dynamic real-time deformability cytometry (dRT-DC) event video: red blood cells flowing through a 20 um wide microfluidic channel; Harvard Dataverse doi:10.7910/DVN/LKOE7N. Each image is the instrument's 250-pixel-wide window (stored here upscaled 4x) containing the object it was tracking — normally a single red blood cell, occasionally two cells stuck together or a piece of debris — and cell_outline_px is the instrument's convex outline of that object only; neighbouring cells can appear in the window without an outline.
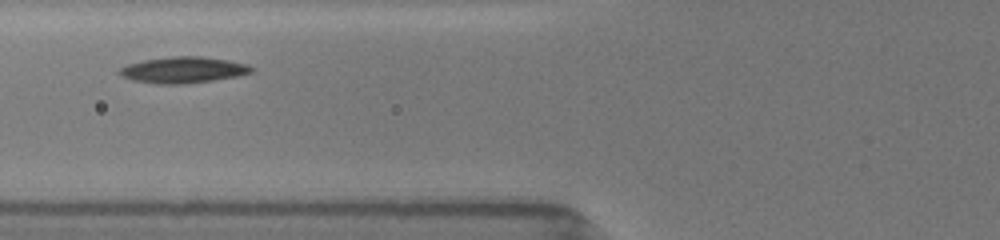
{"species": "common noctule bat (a hibernating species)", "species_latin": "Nyctalus noctula", "temperature_condition": "room temperature", "stored_images_in_passage": 11, "camera_frame_rate_fps": 3000, "um_per_image_px": 0.085, "animal": {"sex": "female", "body_mass_g": 19.5, "forearm_length_mm": 54.1}, "frame": {"image": 1, "passage_image": 8, "time_ms": 2.333, "image_size_px": [1000, 240], "cell_outline_px": [[252, 72], [236, 76], [212, 80], [184, 84], [156, 84], [132, 80], [120, 76], [120, 68], [128, 64], [144, 60], [172, 56], [200, 56], [228, 60], [248, 64], [252, 68]], "centroid_in_image_um": [15.55, 5.94], "position_along_channel_um": 110.2, "area_um2": 20.0}}